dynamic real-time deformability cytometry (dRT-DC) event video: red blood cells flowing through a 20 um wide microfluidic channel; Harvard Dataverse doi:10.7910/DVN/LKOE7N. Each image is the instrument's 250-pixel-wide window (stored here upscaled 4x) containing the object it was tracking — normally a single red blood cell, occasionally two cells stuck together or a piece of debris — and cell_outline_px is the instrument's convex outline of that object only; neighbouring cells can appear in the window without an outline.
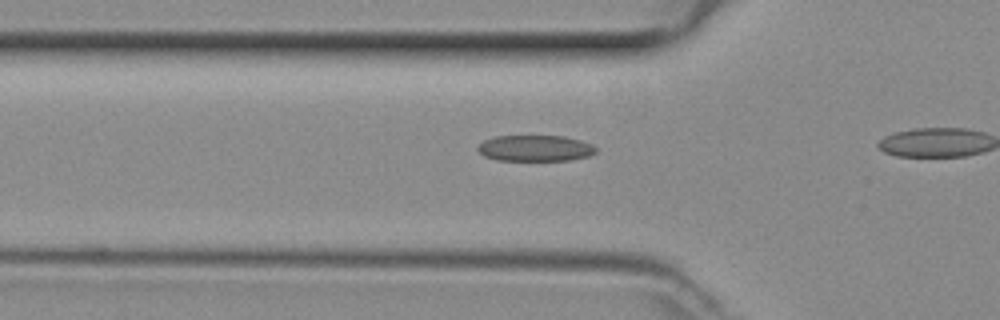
{"species": "common noctule bat (a hibernating species)", "species_latin": "Nyctalus noctula", "temperature_condition": "room temperature", "stored_images_in_passage": 6, "camera_frame_rate_fps": 3000, "um_per_image_px": 0.085, "animal": {"sex": "female", "body_mass_g": 29.2, "forearm_length_mm": 56.3}, "frame": {"image": 1, "passage_image": 5, "time_ms": 1.333, "image_size_px": [1000, 320], "cell_outline_px": [[596, 152], [588, 156], [568, 160], [496, 160], [484, 156], [476, 148], [484, 140], [492, 136], [564, 136], [580, 140], [592, 144], [596, 148]], "centroid_in_image_um": [45.47, 12.59], "position_along_channel_um": 80.3, "area_um2": 17.92}}